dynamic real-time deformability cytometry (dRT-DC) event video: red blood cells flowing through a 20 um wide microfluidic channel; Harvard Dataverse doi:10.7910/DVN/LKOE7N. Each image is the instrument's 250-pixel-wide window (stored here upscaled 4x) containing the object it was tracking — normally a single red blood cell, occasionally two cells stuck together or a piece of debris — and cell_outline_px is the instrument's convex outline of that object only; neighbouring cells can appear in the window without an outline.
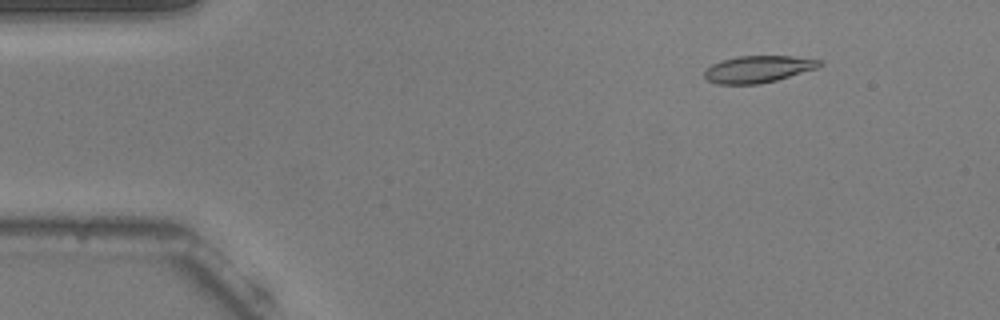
{"species": "common noctule bat (a hibernating species)", "species_latin": "Nyctalus noctula", "temperature_condition": "warm", "stored_images_in_passage": 49, "camera_frame_rate_fps": 3000, "um_per_image_px": 0.085, "animal": {"sex": "male", "body_mass_g": 20.5, "forearm_length_mm": 52.5}, "frame": {"image": 1, "passage_image": 2, "time_ms": 0.333, "image_size_px": [1000, 320], "cell_outline_px": [[824, 64], [816, 68], [776, 80], [760, 84], [716, 84], [708, 80], [704, 76], [704, 72], [712, 64], [720, 60], [740, 56], [792, 56], [820, 60]], "centroid_in_image_um": [64.42, 5.87], "position_along_channel_um": 20.6, "area_um2": 17.92}}
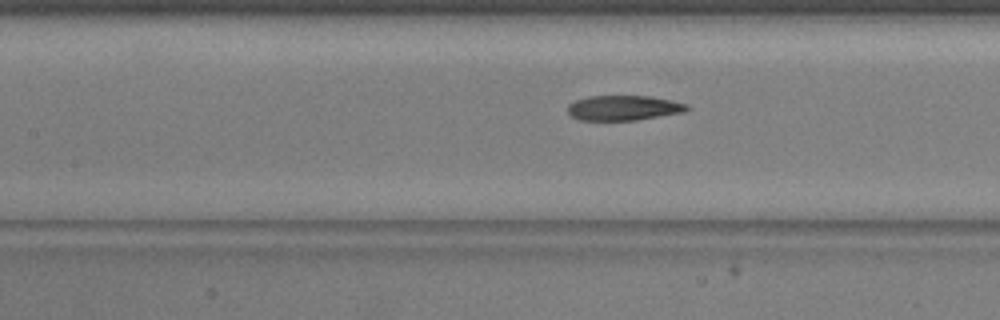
{"frame": {"image": 2, "passage_image": 19, "time_ms": 6.0, "image_size_px": [1000, 320], "cell_outline_px": [[692, 108], [684, 112], [636, 120], [580, 120], [572, 116], [568, 112], [568, 104], [576, 100], [588, 96], [648, 96], [672, 100], [688, 104]], "centroid_in_image_um": [53.04, 9.17], "position_along_channel_um": 154.4, "area_um2": 17.4}}
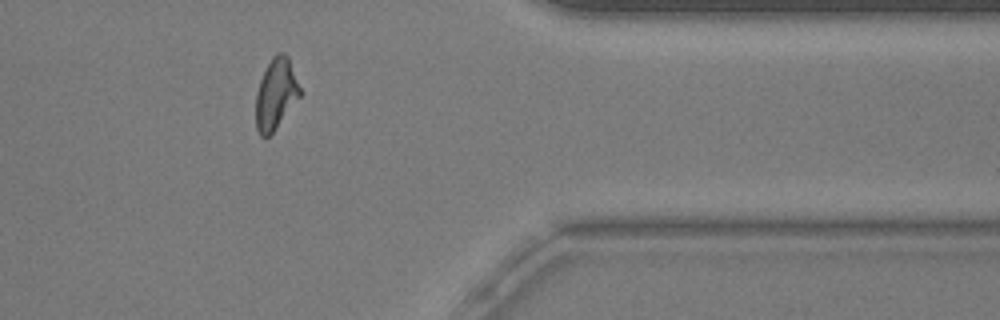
{"frame": {"image": 3, "passage_image": 39, "time_ms": 12.667, "image_size_px": [1000, 320], "cell_outline_px": [[304, 92], [272, 132], [268, 136], [260, 136], [256, 128], [256, 92], [260, 80], [272, 56], [276, 52], [284, 52], [288, 56]], "centroid_in_image_um": [23.48, 7.94], "position_along_channel_um": 387.9, "area_um2": 18.38}, "authors_computed_cell_mechanics": {"area_um2": 18.3804, "velocity_mm_per_s": 3.7926, "shape_relaxation_time_tau1_ms": 6.5092, "shape_relaxation_time_tau2_ms": 2.9762, "deformation_change_tau1": 0.214, "deformation_change_tau2": 0.1128}}